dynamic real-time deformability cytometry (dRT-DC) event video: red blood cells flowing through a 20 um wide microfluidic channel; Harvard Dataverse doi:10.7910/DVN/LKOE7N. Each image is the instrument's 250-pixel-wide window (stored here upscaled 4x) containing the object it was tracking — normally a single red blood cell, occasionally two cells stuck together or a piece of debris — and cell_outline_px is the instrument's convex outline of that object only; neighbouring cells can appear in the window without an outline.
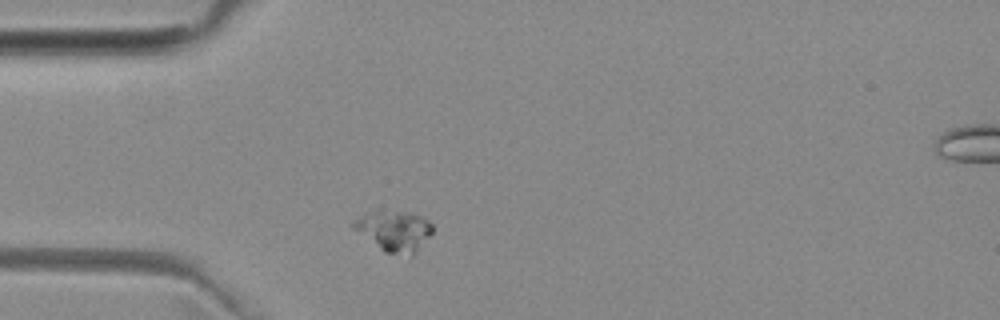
{"species": "common noctule bat (a hibernating species)", "species_latin": "Nyctalus noctula", "temperature_condition": "room temperature", "stored_images_in_passage": 40, "camera_frame_rate_fps": 3000, "um_per_image_px": 0.085, "animal": {"sex": "female", "body_mass_g": 29.2, "forearm_length_mm": 56.3}, "frame": {"image": 1, "passage_image": 1, "time_ms": 0.0, "image_size_px": [1000, 320], "cell_outline_px": [[432, 232], [416, 252], [412, 256], [384, 252], [352, 228], [348, 224], [352, 220], [372, 212], [400, 212], [420, 216], [428, 220], [432, 224]], "centroid_in_image_um": [33.47, 19.65], "position_along_channel_um": 51.5, "area_um2": 18.26}}
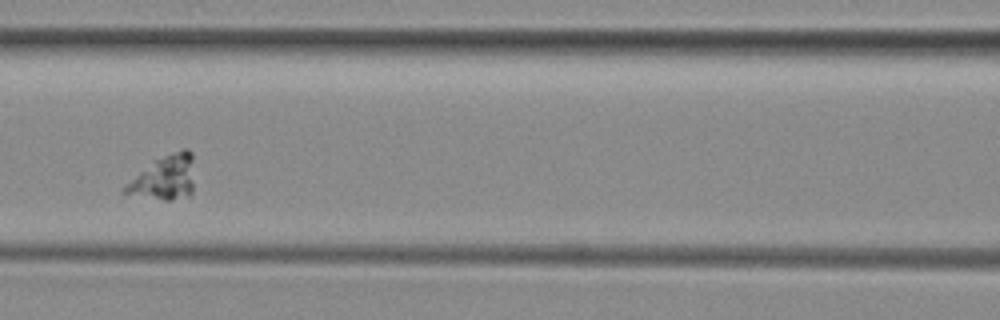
{"frame": {"image": 2, "passage_image": 10, "time_ms": 3.0, "image_size_px": [1000, 320], "cell_outline_px": [[192, 192], [188, 196], [172, 200], [164, 200], [124, 192], [120, 188], [124, 184], [152, 160], [184, 148], [188, 148], [192, 152]], "centroid_in_image_um": [13.95, 15.08], "position_along_channel_um": 152.7, "area_um2": 17.8}}
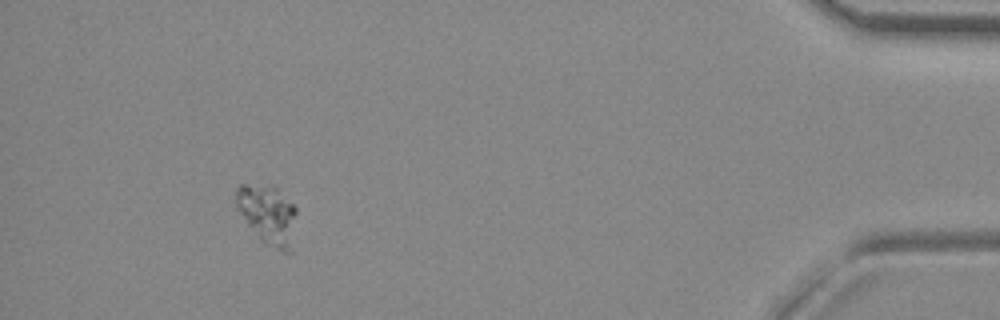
{"frame": {"image": 3, "passage_image": 36, "time_ms": 11.667, "image_size_px": [1000, 320], "cell_outline_px": [[296, 212], [292, 252], [284, 252], [260, 240], [248, 224], [240, 212], [236, 204], [236, 188], [240, 184], [244, 184], [276, 188], [296, 208]], "centroid_in_image_um": [22.78, 18.27], "position_along_channel_um": 412.4, "area_um2": 20.35}}